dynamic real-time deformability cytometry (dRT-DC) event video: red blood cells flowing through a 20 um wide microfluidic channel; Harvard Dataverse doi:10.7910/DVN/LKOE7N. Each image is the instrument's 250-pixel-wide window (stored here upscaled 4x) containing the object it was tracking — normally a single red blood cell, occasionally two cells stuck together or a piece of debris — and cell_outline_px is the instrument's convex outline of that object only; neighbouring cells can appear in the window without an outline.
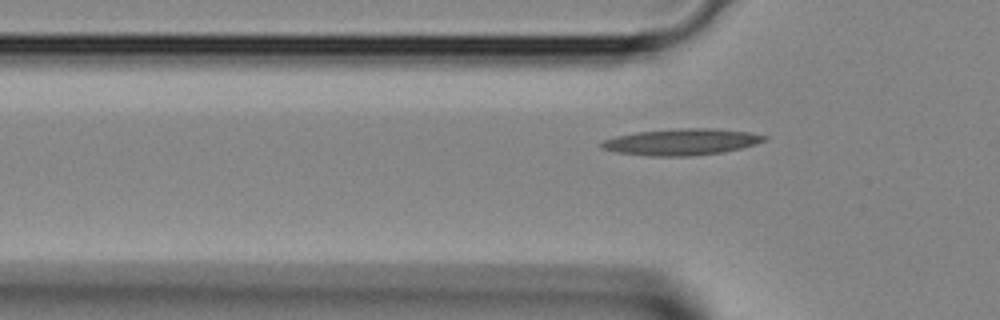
{"species": "Egyptian fruit bat (a non-hibernating species)", "species_latin": "Rousettus aegyptiacus", "temperature_condition": "room temperature", "stored_images_in_passage": 2, "camera_frame_rate_fps": 3000, "um_per_image_px": 0.085, "animal": {"sex": "female"}, "frame": {"image": 1, "passage_image": 2, "time_ms": 0.333, "image_size_px": [1000, 320], "cell_outline_px": [[768, 140], [756, 144], [724, 152], [692, 156], [652, 156], [616, 152], [600, 148], [600, 144], [604, 140], [616, 136], [636, 132], [680, 128], [712, 128], [748, 132], [768, 136]], "centroid_in_image_um": [57.95, 12.06], "position_along_channel_um": 67.9, "area_um2": 25.09}}